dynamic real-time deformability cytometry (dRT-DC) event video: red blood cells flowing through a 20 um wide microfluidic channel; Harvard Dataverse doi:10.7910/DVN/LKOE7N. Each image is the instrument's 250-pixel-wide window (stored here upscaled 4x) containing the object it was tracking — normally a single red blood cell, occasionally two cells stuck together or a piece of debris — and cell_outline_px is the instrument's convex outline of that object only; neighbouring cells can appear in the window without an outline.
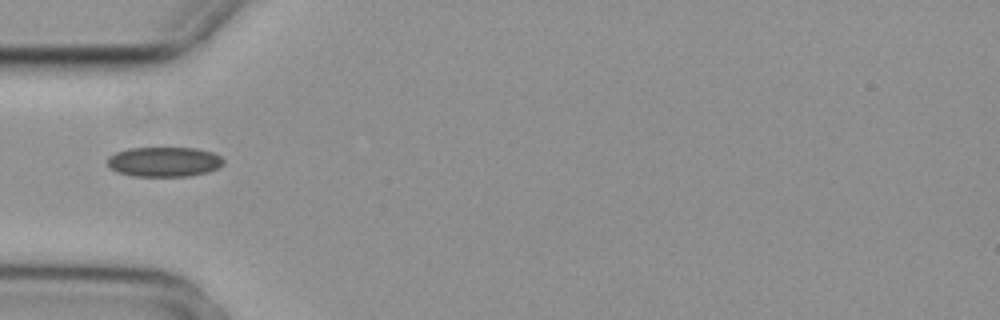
{"species": "common noctule bat (a hibernating species)", "species_latin": "Nyctalus noctula", "temperature_condition": "cold", "stored_images_in_passage": 4, "camera_frame_rate_fps": 3000, "um_per_image_px": 0.085, "animal": {"sex": "female", "body_mass_g": 29.2, "forearm_length_mm": 56.3}, "frame": {"image": 1, "passage_image": 2, "time_ms": 0.333, "image_size_px": [1000, 320], "cell_outline_px": [[224, 164], [208, 172], [188, 176], [132, 176], [116, 172], [108, 164], [108, 156], [116, 152], [128, 148], [196, 148], [212, 152], [220, 156], [224, 160]], "centroid_in_image_um": [13.95, 13.75], "position_along_channel_um": 71.1, "area_um2": 20.17}}
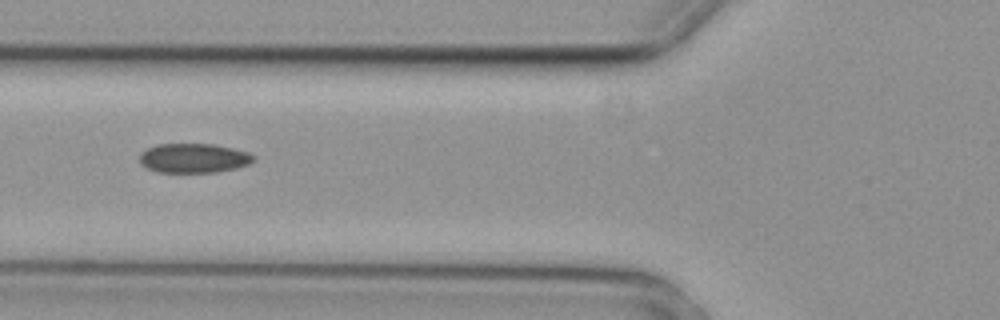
{"frame": {"image": 2, "passage_image": 3, "time_ms": 0.667, "image_size_px": [1000, 320], "cell_outline_px": [[252, 160], [248, 164], [236, 168], [216, 172], [156, 172], [140, 164], [140, 152], [156, 144], [212, 144], [232, 148], [248, 152], [252, 156]], "centroid_in_image_um": [16.41, 13.44], "position_along_channel_um": 109.4, "area_um2": 19.36}}
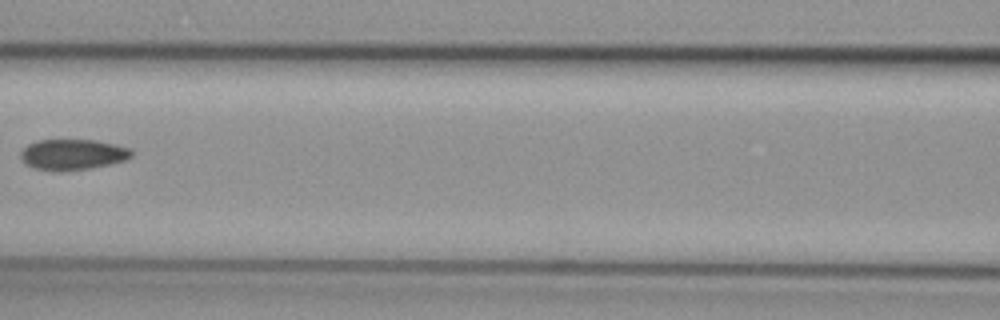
{"frame": {"image": 3, "passage_image": 4, "time_ms": 1.0, "image_size_px": [1000, 320], "cell_outline_px": [[132, 156], [124, 160], [92, 168], [68, 172], [52, 172], [32, 168], [24, 164], [20, 160], [20, 152], [28, 144], [36, 140], [92, 140], [132, 148]], "centroid_in_image_um": [6.1, 13.16], "position_along_channel_um": 160.5, "area_um2": 20.23}}